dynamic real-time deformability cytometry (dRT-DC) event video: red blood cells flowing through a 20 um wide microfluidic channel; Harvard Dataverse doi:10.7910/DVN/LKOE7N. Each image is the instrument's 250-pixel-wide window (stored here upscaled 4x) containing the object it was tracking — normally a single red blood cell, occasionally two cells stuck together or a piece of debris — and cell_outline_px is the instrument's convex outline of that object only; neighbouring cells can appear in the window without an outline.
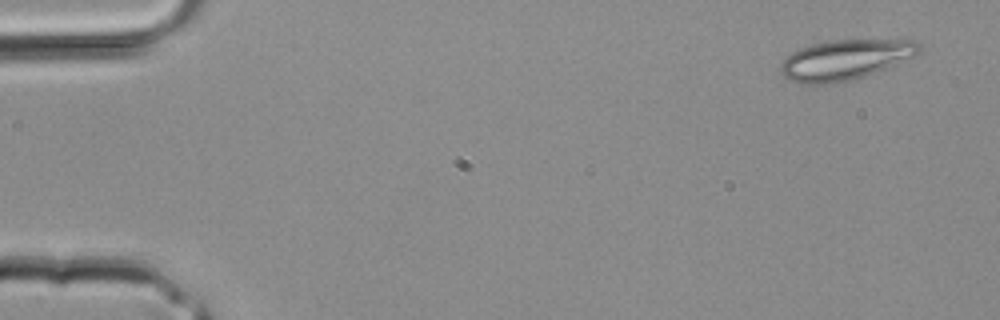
{"species": "common noctule bat (a hibernating species)", "species_latin": "Nyctalus noctula", "temperature_condition": "room temperature", "stored_images_in_passage": 3, "camera_frame_rate_fps": 3000, "um_per_image_px": 0.085, "animal": {"sex": "male", "body_mass_g": 20.4}, "frame": {"image": 1, "passage_image": 3, "time_ms": 0.667, "image_size_px": [1000, 320], "cell_outline_px": [[924, 48], [916, 56], [864, 76], [852, 80], [824, 84], [800, 84], [784, 76], [780, 72], [780, 64], [792, 52], [800, 48], [812, 44], [832, 40], [912, 40], [920, 44]], "centroid_in_image_um": [71.85, 5.08], "position_along_channel_um": 13.1, "area_um2": 32.25}}